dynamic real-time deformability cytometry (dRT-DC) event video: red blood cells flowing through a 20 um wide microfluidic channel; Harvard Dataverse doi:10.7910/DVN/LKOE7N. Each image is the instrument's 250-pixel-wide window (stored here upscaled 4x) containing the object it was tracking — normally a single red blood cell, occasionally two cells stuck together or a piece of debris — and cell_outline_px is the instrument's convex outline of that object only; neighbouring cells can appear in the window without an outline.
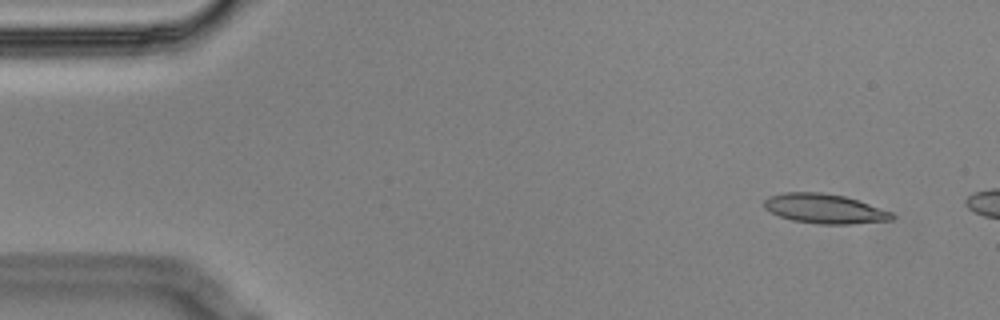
{"species": "Egyptian fruit bat (a non-hibernating species)", "species_latin": "Rousettus aegyptiacus", "temperature_condition": "cold", "stored_images_in_passage": 3, "camera_frame_rate_fps": 3000, "um_per_image_px": 0.085, "animal": {"sex": "male"}, "frame": {"image": 1, "passage_image": 1, "time_ms": 0.0, "image_size_px": [1000, 320], "cell_outline_px": [[896, 216], [892, 220], [852, 224], [816, 224], [792, 220], [780, 216], [764, 208], [764, 200], [768, 196], [784, 192], [820, 192], [844, 196], [892, 212]], "centroid_in_image_um": [70.07, 17.74], "position_along_channel_um": 14.9, "area_um2": 21.96}}